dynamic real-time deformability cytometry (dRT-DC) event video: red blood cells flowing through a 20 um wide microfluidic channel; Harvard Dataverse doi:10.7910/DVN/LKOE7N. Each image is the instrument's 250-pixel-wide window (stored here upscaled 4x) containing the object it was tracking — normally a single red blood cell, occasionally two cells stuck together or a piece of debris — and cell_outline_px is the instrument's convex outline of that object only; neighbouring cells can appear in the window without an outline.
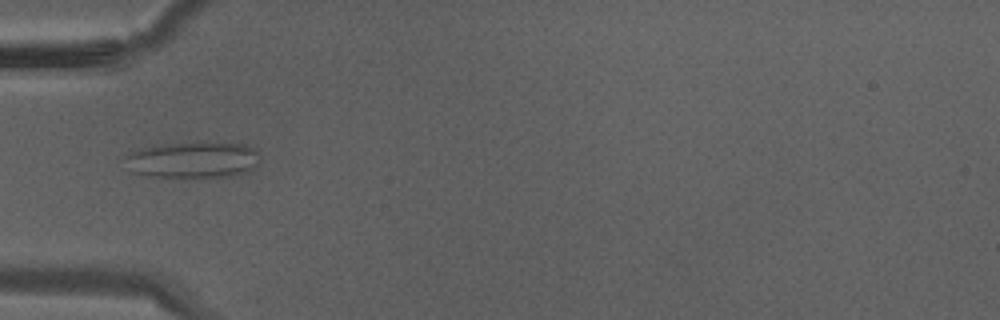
{"species": "Egyptian fruit bat (a non-hibernating species)", "species_latin": "Rousettus aegyptiacus", "temperature_condition": "warm", "stored_images_in_passage": 29, "camera_frame_rate_fps": 3000, "um_per_image_px": 0.085, "animal": {"sex": "male"}, "frame": {"image": 1, "passage_image": 5, "time_ms": 1.333, "image_size_px": [1000, 320], "cell_outline_px": [[256, 164], [248, 172], [232, 176], [200, 180], [152, 176], [132, 172], [124, 156], [128, 152], [144, 148], [164, 144], [204, 140], [208, 140], [244, 144], [252, 148], [256, 152]], "centroid_in_image_um": [16.41, 13.6], "position_along_channel_um": 68.6, "area_um2": 29.65}}
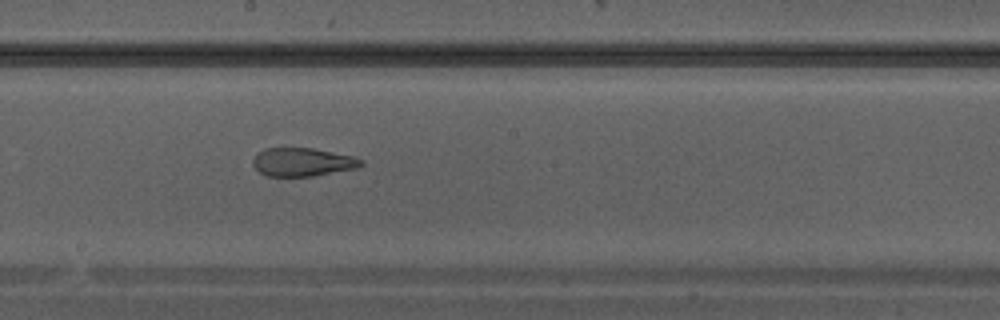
{"frame": {"image": 2, "passage_image": 13, "time_ms": 4.0, "image_size_px": [1000, 320], "cell_outline_px": [[364, 164], [356, 168], [312, 176], [268, 176], [260, 172], [252, 164], [252, 160], [256, 152], [264, 148], [312, 148], [356, 156], [364, 160]], "centroid_in_image_um": [25.72, 13.76], "position_along_channel_um": 222.5, "area_um2": 18.03}}
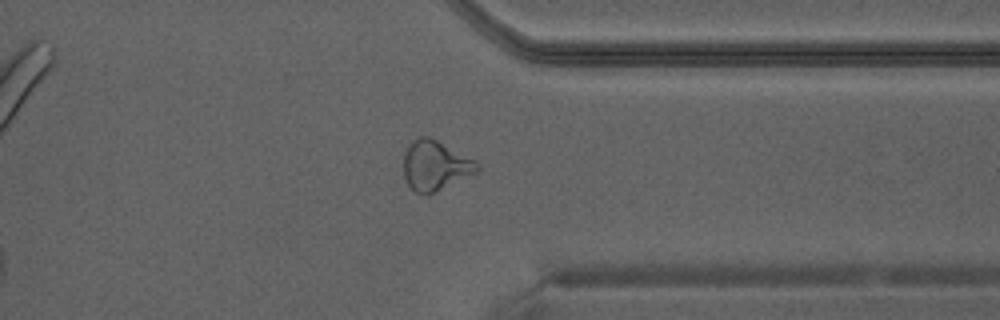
{"frame": {"image": 3, "passage_image": 21, "time_ms": 6.667, "image_size_px": [1000, 320], "cell_outline_px": [[480, 168], [476, 172], [424, 196], [416, 192], [404, 180], [404, 152], [412, 140], [420, 136], [428, 136], [476, 160], [480, 164]], "centroid_in_image_um": [36.97, 14.05], "position_along_channel_um": 374.4, "area_um2": 21.1}}